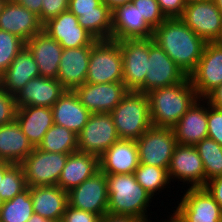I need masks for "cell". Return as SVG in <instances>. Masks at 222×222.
Segmentation results:
<instances>
[{"instance_id":"4","label":"cell","mask_w":222,"mask_h":222,"mask_svg":"<svg viewBox=\"0 0 222 222\" xmlns=\"http://www.w3.org/2000/svg\"><path fill=\"white\" fill-rule=\"evenodd\" d=\"M120 140L139 139L151 126L147 94L129 91L110 112Z\"/></svg>"},{"instance_id":"52","label":"cell","mask_w":222,"mask_h":222,"mask_svg":"<svg viewBox=\"0 0 222 222\" xmlns=\"http://www.w3.org/2000/svg\"><path fill=\"white\" fill-rule=\"evenodd\" d=\"M214 1L216 3V6L218 7L220 12L222 13V0H214Z\"/></svg>"},{"instance_id":"41","label":"cell","mask_w":222,"mask_h":222,"mask_svg":"<svg viewBox=\"0 0 222 222\" xmlns=\"http://www.w3.org/2000/svg\"><path fill=\"white\" fill-rule=\"evenodd\" d=\"M69 0H42L41 14L38 16L42 24L68 11Z\"/></svg>"},{"instance_id":"9","label":"cell","mask_w":222,"mask_h":222,"mask_svg":"<svg viewBox=\"0 0 222 222\" xmlns=\"http://www.w3.org/2000/svg\"><path fill=\"white\" fill-rule=\"evenodd\" d=\"M122 55V82L129 91L144 93L149 38H136L117 41Z\"/></svg>"},{"instance_id":"19","label":"cell","mask_w":222,"mask_h":222,"mask_svg":"<svg viewBox=\"0 0 222 222\" xmlns=\"http://www.w3.org/2000/svg\"><path fill=\"white\" fill-rule=\"evenodd\" d=\"M207 111L208 101L198 98L172 128L177 144L195 146L208 138Z\"/></svg>"},{"instance_id":"53","label":"cell","mask_w":222,"mask_h":222,"mask_svg":"<svg viewBox=\"0 0 222 222\" xmlns=\"http://www.w3.org/2000/svg\"><path fill=\"white\" fill-rule=\"evenodd\" d=\"M216 43H217L218 45H221V46H222V30H221V34H220L219 38L216 40Z\"/></svg>"},{"instance_id":"28","label":"cell","mask_w":222,"mask_h":222,"mask_svg":"<svg viewBox=\"0 0 222 222\" xmlns=\"http://www.w3.org/2000/svg\"><path fill=\"white\" fill-rule=\"evenodd\" d=\"M15 120L34 148L41 144L44 135L54 124L51 108L42 106L17 108Z\"/></svg>"},{"instance_id":"20","label":"cell","mask_w":222,"mask_h":222,"mask_svg":"<svg viewBox=\"0 0 222 222\" xmlns=\"http://www.w3.org/2000/svg\"><path fill=\"white\" fill-rule=\"evenodd\" d=\"M0 29L16 35L26 43L43 30V24L35 13L7 0L0 13Z\"/></svg>"},{"instance_id":"38","label":"cell","mask_w":222,"mask_h":222,"mask_svg":"<svg viewBox=\"0 0 222 222\" xmlns=\"http://www.w3.org/2000/svg\"><path fill=\"white\" fill-rule=\"evenodd\" d=\"M131 3L137 7L141 16H144L146 23L153 30L166 19L157 0H133Z\"/></svg>"},{"instance_id":"17","label":"cell","mask_w":222,"mask_h":222,"mask_svg":"<svg viewBox=\"0 0 222 222\" xmlns=\"http://www.w3.org/2000/svg\"><path fill=\"white\" fill-rule=\"evenodd\" d=\"M170 182L179 179L189 187H205V170L195 146L177 144L168 168Z\"/></svg>"},{"instance_id":"36","label":"cell","mask_w":222,"mask_h":222,"mask_svg":"<svg viewBox=\"0 0 222 222\" xmlns=\"http://www.w3.org/2000/svg\"><path fill=\"white\" fill-rule=\"evenodd\" d=\"M27 188L22 166L13 164L3 175L0 183V196L4 201L11 200Z\"/></svg>"},{"instance_id":"55","label":"cell","mask_w":222,"mask_h":222,"mask_svg":"<svg viewBox=\"0 0 222 222\" xmlns=\"http://www.w3.org/2000/svg\"><path fill=\"white\" fill-rule=\"evenodd\" d=\"M185 3H193V2H200V1H207V0H184Z\"/></svg>"},{"instance_id":"30","label":"cell","mask_w":222,"mask_h":222,"mask_svg":"<svg viewBox=\"0 0 222 222\" xmlns=\"http://www.w3.org/2000/svg\"><path fill=\"white\" fill-rule=\"evenodd\" d=\"M37 77H40L38 66L25 46L0 76V86L15 96L29 80Z\"/></svg>"},{"instance_id":"49","label":"cell","mask_w":222,"mask_h":222,"mask_svg":"<svg viewBox=\"0 0 222 222\" xmlns=\"http://www.w3.org/2000/svg\"><path fill=\"white\" fill-rule=\"evenodd\" d=\"M12 163L0 161V183L3 179L4 173L12 166Z\"/></svg>"},{"instance_id":"10","label":"cell","mask_w":222,"mask_h":222,"mask_svg":"<svg viewBox=\"0 0 222 222\" xmlns=\"http://www.w3.org/2000/svg\"><path fill=\"white\" fill-rule=\"evenodd\" d=\"M187 77L185 72L153 41V38H149L144 93L156 88L179 84Z\"/></svg>"},{"instance_id":"54","label":"cell","mask_w":222,"mask_h":222,"mask_svg":"<svg viewBox=\"0 0 222 222\" xmlns=\"http://www.w3.org/2000/svg\"><path fill=\"white\" fill-rule=\"evenodd\" d=\"M6 1H7V0H0V13L2 12V9H3Z\"/></svg>"},{"instance_id":"22","label":"cell","mask_w":222,"mask_h":222,"mask_svg":"<svg viewBox=\"0 0 222 222\" xmlns=\"http://www.w3.org/2000/svg\"><path fill=\"white\" fill-rule=\"evenodd\" d=\"M91 48L83 46L63 49L57 80L66 90L73 91L86 83Z\"/></svg>"},{"instance_id":"48","label":"cell","mask_w":222,"mask_h":222,"mask_svg":"<svg viewBox=\"0 0 222 222\" xmlns=\"http://www.w3.org/2000/svg\"><path fill=\"white\" fill-rule=\"evenodd\" d=\"M133 0H101L106 6L110 8L111 11L119 6L131 3Z\"/></svg>"},{"instance_id":"42","label":"cell","mask_w":222,"mask_h":222,"mask_svg":"<svg viewBox=\"0 0 222 222\" xmlns=\"http://www.w3.org/2000/svg\"><path fill=\"white\" fill-rule=\"evenodd\" d=\"M100 218L98 214L76 209L68 204L60 222H99Z\"/></svg>"},{"instance_id":"11","label":"cell","mask_w":222,"mask_h":222,"mask_svg":"<svg viewBox=\"0 0 222 222\" xmlns=\"http://www.w3.org/2000/svg\"><path fill=\"white\" fill-rule=\"evenodd\" d=\"M174 214L183 222H222V209L205 187L185 190Z\"/></svg>"},{"instance_id":"51","label":"cell","mask_w":222,"mask_h":222,"mask_svg":"<svg viewBox=\"0 0 222 222\" xmlns=\"http://www.w3.org/2000/svg\"><path fill=\"white\" fill-rule=\"evenodd\" d=\"M173 214L171 217L169 216V220H165V221H162V222H183L181 221L174 213H171Z\"/></svg>"},{"instance_id":"46","label":"cell","mask_w":222,"mask_h":222,"mask_svg":"<svg viewBox=\"0 0 222 222\" xmlns=\"http://www.w3.org/2000/svg\"><path fill=\"white\" fill-rule=\"evenodd\" d=\"M205 99L211 106L222 110V84L212 90Z\"/></svg>"},{"instance_id":"39","label":"cell","mask_w":222,"mask_h":222,"mask_svg":"<svg viewBox=\"0 0 222 222\" xmlns=\"http://www.w3.org/2000/svg\"><path fill=\"white\" fill-rule=\"evenodd\" d=\"M16 110L15 96L0 86V126L13 122Z\"/></svg>"},{"instance_id":"24","label":"cell","mask_w":222,"mask_h":222,"mask_svg":"<svg viewBox=\"0 0 222 222\" xmlns=\"http://www.w3.org/2000/svg\"><path fill=\"white\" fill-rule=\"evenodd\" d=\"M25 46L31 52L38 66L40 76L57 79L64 48L43 30L29 39Z\"/></svg>"},{"instance_id":"15","label":"cell","mask_w":222,"mask_h":222,"mask_svg":"<svg viewBox=\"0 0 222 222\" xmlns=\"http://www.w3.org/2000/svg\"><path fill=\"white\" fill-rule=\"evenodd\" d=\"M189 78L199 98H205L222 84V46L206 42L201 59Z\"/></svg>"},{"instance_id":"44","label":"cell","mask_w":222,"mask_h":222,"mask_svg":"<svg viewBox=\"0 0 222 222\" xmlns=\"http://www.w3.org/2000/svg\"><path fill=\"white\" fill-rule=\"evenodd\" d=\"M205 188L213 196L214 200L222 209V176L208 181L205 185Z\"/></svg>"},{"instance_id":"32","label":"cell","mask_w":222,"mask_h":222,"mask_svg":"<svg viewBox=\"0 0 222 222\" xmlns=\"http://www.w3.org/2000/svg\"><path fill=\"white\" fill-rule=\"evenodd\" d=\"M38 148L45 152L70 154L78 151L77 135L57 124H53L44 135Z\"/></svg>"},{"instance_id":"56","label":"cell","mask_w":222,"mask_h":222,"mask_svg":"<svg viewBox=\"0 0 222 222\" xmlns=\"http://www.w3.org/2000/svg\"><path fill=\"white\" fill-rule=\"evenodd\" d=\"M3 204H4V200L0 196V208L2 207Z\"/></svg>"},{"instance_id":"5","label":"cell","mask_w":222,"mask_h":222,"mask_svg":"<svg viewBox=\"0 0 222 222\" xmlns=\"http://www.w3.org/2000/svg\"><path fill=\"white\" fill-rule=\"evenodd\" d=\"M122 55L119 43L98 40L91 48L86 83L122 82Z\"/></svg>"},{"instance_id":"21","label":"cell","mask_w":222,"mask_h":222,"mask_svg":"<svg viewBox=\"0 0 222 222\" xmlns=\"http://www.w3.org/2000/svg\"><path fill=\"white\" fill-rule=\"evenodd\" d=\"M153 29L146 23L137 7L128 3L112 11L111 39L122 41L136 38H152Z\"/></svg>"},{"instance_id":"6","label":"cell","mask_w":222,"mask_h":222,"mask_svg":"<svg viewBox=\"0 0 222 222\" xmlns=\"http://www.w3.org/2000/svg\"><path fill=\"white\" fill-rule=\"evenodd\" d=\"M68 155L34 148L20 163L27 187L57 185Z\"/></svg>"},{"instance_id":"29","label":"cell","mask_w":222,"mask_h":222,"mask_svg":"<svg viewBox=\"0 0 222 222\" xmlns=\"http://www.w3.org/2000/svg\"><path fill=\"white\" fill-rule=\"evenodd\" d=\"M100 170L99 157L76 151L70 153L61 172L57 186L69 192Z\"/></svg>"},{"instance_id":"35","label":"cell","mask_w":222,"mask_h":222,"mask_svg":"<svg viewBox=\"0 0 222 222\" xmlns=\"http://www.w3.org/2000/svg\"><path fill=\"white\" fill-rule=\"evenodd\" d=\"M134 175L136 177V181L152 197L156 195L155 193L164 190V188H166L170 183L168 171L165 168H159L148 164L139 163V166L134 171Z\"/></svg>"},{"instance_id":"7","label":"cell","mask_w":222,"mask_h":222,"mask_svg":"<svg viewBox=\"0 0 222 222\" xmlns=\"http://www.w3.org/2000/svg\"><path fill=\"white\" fill-rule=\"evenodd\" d=\"M136 144L139 163L165 168L168 171L177 145L172 128L151 126L136 140Z\"/></svg>"},{"instance_id":"18","label":"cell","mask_w":222,"mask_h":222,"mask_svg":"<svg viewBox=\"0 0 222 222\" xmlns=\"http://www.w3.org/2000/svg\"><path fill=\"white\" fill-rule=\"evenodd\" d=\"M43 31L63 48L93 46L98 41L79 25L78 17L69 10L45 22Z\"/></svg>"},{"instance_id":"2","label":"cell","mask_w":222,"mask_h":222,"mask_svg":"<svg viewBox=\"0 0 222 222\" xmlns=\"http://www.w3.org/2000/svg\"><path fill=\"white\" fill-rule=\"evenodd\" d=\"M152 126L173 128L199 98L189 76L181 83L149 91Z\"/></svg>"},{"instance_id":"37","label":"cell","mask_w":222,"mask_h":222,"mask_svg":"<svg viewBox=\"0 0 222 222\" xmlns=\"http://www.w3.org/2000/svg\"><path fill=\"white\" fill-rule=\"evenodd\" d=\"M24 47L25 42L21 38L0 29V76Z\"/></svg>"},{"instance_id":"13","label":"cell","mask_w":222,"mask_h":222,"mask_svg":"<svg viewBox=\"0 0 222 222\" xmlns=\"http://www.w3.org/2000/svg\"><path fill=\"white\" fill-rule=\"evenodd\" d=\"M68 10L96 40H110L112 11L101 0H69Z\"/></svg>"},{"instance_id":"14","label":"cell","mask_w":222,"mask_h":222,"mask_svg":"<svg viewBox=\"0 0 222 222\" xmlns=\"http://www.w3.org/2000/svg\"><path fill=\"white\" fill-rule=\"evenodd\" d=\"M68 202L71 207L98 214L107 213L108 188L106 174L99 170L79 186L68 192Z\"/></svg>"},{"instance_id":"33","label":"cell","mask_w":222,"mask_h":222,"mask_svg":"<svg viewBox=\"0 0 222 222\" xmlns=\"http://www.w3.org/2000/svg\"><path fill=\"white\" fill-rule=\"evenodd\" d=\"M30 187L13 199L4 201L0 208V222H27L33 215Z\"/></svg>"},{"instance_id":"1","label":"cell","mask_w":222,"mask_h":222,"mask_svg":"<svg viewBox=\"0 0 222 222\" xmlns=\"http://www.w3.org/2000/svg\"><path fill=\"white\" fill-rule=\"evenodd\" d=\"M152 38L187 76L196 69L206 44L180 18H166Z\"/></svg>"},{"instance_id":"34","label":"cell","mask_w":222,"mask_h":222,"mask_svg":"<svg viewBox=\"0 0 222 222\" xmlns=\"http://www.w3.org/2000/svg\"><path fill=\"white\" fill-rule=\"evenodd\" d=\"M205 170V185L208 181L222 176V146L210 138L195 145Z\"/></svg>"},{"instance_id":"26","label":"cell","mask_w":222,"mask_h":222,"mask_svg":"<svg viewBox=\"0 0 222 222\" xmlns=\"http://www.w3.org/2000/svg\"><path fill=\"white\" fill-rule=\"evenodd\" d=\"M33 212L52 222H60L68 206V192L57 185L30 187Z\"/></svg>"},{"instance_id":"27","label":"cell","mask_w":222,"mask_h":222,"mask_svg":"<svg viewBox=\"0 0 222 222\" xmlns=\"http://www.w3.org/2000/svg\"><path fill=\"white\" fill-rule=\"evenodd\" d=\"M54 124L71 130L78 135L91 113L79 101L74 91L66 90L51 107Z\"/></svg>"},{"instance_id":"12","label":"cell","mask_w":222,"mask_h":222,"mask_svg":"<svg viewBox=\"0 0 222 222\" xmlns=\"http://www.w3.org/2000/svg\"><path fill=\"white\" fill-rule=\"evenodd\" d=\"M180 19L205 42H216L222 30V13L214 0L187 3Z\"/></svg>"},{"instance_id":"16","label":"cell","mask_w":222,"mask_h":222,"mask_svg":"<svg viewBox=\"0 0 222 222\" xmlns=\"http://www.w3.org/2000/svg\"><path fill=\"white\" fill-rule=\"evenodd\" d=\"M91 113H110L129 92L123 82L84 83L73 90Z\"/></svg>"},{"instance_id":"43","label":"cell","mask_w":222,"mask_h":222,"mask_svg":"<svg viewBox=\"0 0 222 222\" xmlns=\"http://www.w3.org/2000/svg\"><path fill=\"white\" fill-rule=\"evenodd\" d=\"M157 2L166 18H180L186 6L184 0H157Z\"/></svg>"},{"instance_id":"40","label":"cell","mask_w":222,"mask_h":222,"mask_svg":"<svg viewBox=\"0 0 222 222\" xmlns=\"http://www.w3.org/2000/svg\"><path fill=\"white\" fill-rule=\"evenodd\" d=\"M208 138L222 146V110L208 103L207 111Z\"/></svg>"},{"instance_id":"47","label":"cell","mask_w":222,"mask_h":222,"mask_svg":"<svg viewBox=\"0 0 222 222\" xmlns=\"http://www.w3.org/2000/svg\"><path fill=\"white\" fill-rule=\"evenodd\" d=\"M16 4L22 5L37 16L41 14L42 0H12Z\"/></svg>"},{"instance_id":"8","label":"cell","mask_w":222,"mask_h":222,"mask_svg":"<svg viewBox=\"0 0 222 222\" xmlns=\"http://www.w3.org/2000/svg\"><path fill=\"white\" fill-rule=\"evenodd\" d=\"M78 151L100 157L120 140L111 113L91 114L88 122L77 135Z\"/></svg>"},{"instance_id":"3","label":"cell","mask_w":222,"mask_h":222,"mask_svg":"<svg viewBox=\"0 0 222 222\" xmlns=\"http://www.w3.org/2000/svg\"><path fill=\"white\" fill-rule=\"evenodd\" d=\"M108 188L107 213L131 215L151 222L146 215L152 196L136 181L134 173L106 174ZM149 220V221H148Z\"/></svg>"},{"instance_id":"23","label":"cell","mask_w":222,"mask_h":222,"mask_svg":"<svg viewBox=\"0 0 222 222\" xmlns=\"http://www.w3.org/2000/svg\"><path fill=\"white\" fill-rule=\"evenodd\" d=\"M66 89L57 79L37 77L29 80L15 95L16 107L42 106L51 108Z\"/></svg>"},{"instance_id":"45","label":"cell","mask_w":222,"mask_h":222,"mask_svg":"<svg viewBox=\"0 0 222 222\" xmlns=\"http://www.w3.org/2000/svg\"><path fill=\"white\" fill-rule=\"evenodd\" d=\"M99 222H145V221L131 215H114L106 213L103 216H101Z\"/></svg>"},{"instance_id":"50","label":"cell","mask_w":222,"mask_h":222,"mask_svg":"<svg viewBox=\"0 0 222 222\" xmlns=\"http://www.w3.org/2000/svg\"><path fill=\"white\" fill-rule=\"evenodd\" d=\"M27 222H52L38 214L33 213L31 218Z\"/></svg>"},{"instance_id":"25","label":"cell","mask_w":222,"mask_h":222,"mask_svg":"<svg viewBox=\"0 0 222 222\" xmlns=\"http://www.w3.org/2000/svg\"><path fill=\"white\" fill-rule=\"evenodd\" d=\"M100 170L105 174L134 173L139 166L136 141L119 140L99 157Z\"/></svg>"},{"instance_id":"31","label":"cell","mask_w":222,"mask_h":222,"mask_svg":"<svg viewBox=\"0 0 222 222\" xmlns=\"http://www.w3.org/2000/svg\"><path fill=\"white\" fill-rule=\"evenodd\" d=\"M33 150L16 120L0 126V161L20 164Z\"/></svg>"}]
</instances>
